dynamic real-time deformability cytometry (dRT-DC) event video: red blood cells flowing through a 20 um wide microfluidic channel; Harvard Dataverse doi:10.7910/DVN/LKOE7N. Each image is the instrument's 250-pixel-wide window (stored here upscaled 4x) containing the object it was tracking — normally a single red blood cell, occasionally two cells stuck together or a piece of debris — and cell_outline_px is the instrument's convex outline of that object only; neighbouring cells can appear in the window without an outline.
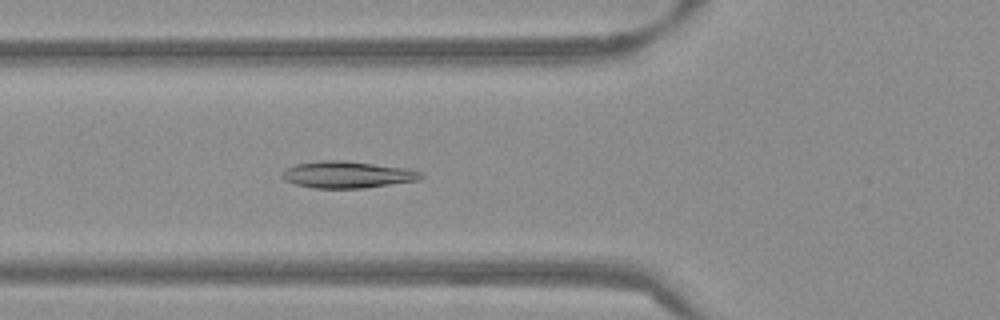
{"species": "Egyptian fruit bat (a non-hibernating species)", "species_latin": "Rousettus aegyptiacus", "temperature_condition": "warm", "stored_images_in_passage": 53, "camera_frame_rate_fps": 3000, "um_per_image_px": 0.085, "frame": {"image": 1, "passage_image": 19, "time_ms": 6.0, "image_size_px": [1000, 320], "cell_outline_px": [[424, 176], [420, 180], [364, 188], [312, 188], [296, 184], [284, 180], [280, 176], [288, 168], [296, 164], [320, 160], [344, 160], [408, 168], [424, 172]], "centroid_in_image_um": [29.57, 14.84], "position_along_channel_um": 96.2, "area_um2": 21.79}}
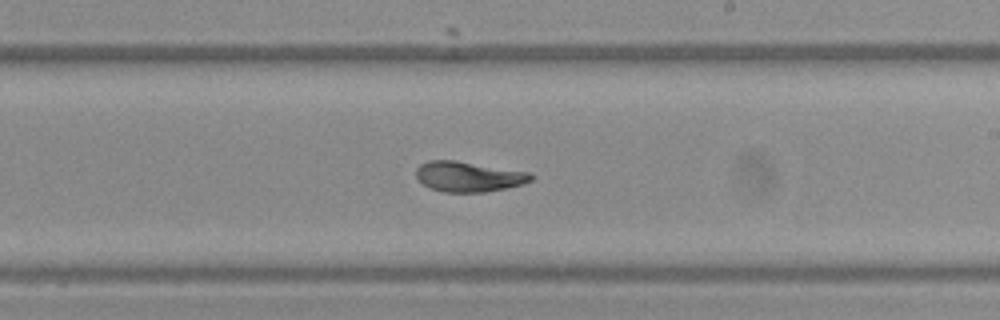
{"frame": {"image": 2, "passage_image": 31, "time_ms": 10.0, "image_size_px": [1000, 320], "cell_outline_px": [[532, 180], [524, 184], [488, 192], [444, 192], [432, 188], [416, 180], [416, 168], [420, 164], [428, 160], [456, 160], [528, 172], [532, 176]], "centroid_in_image_um": [39.8, 15.01], "position_along_channel_um": 249.2, "area_um2": 20.29}}
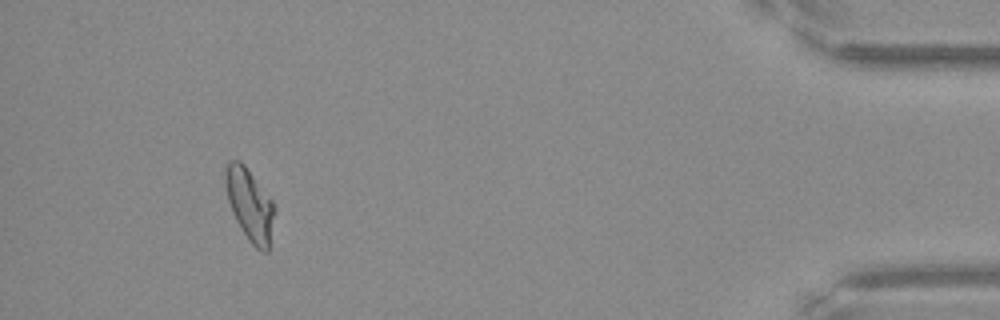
{"frame": {"image": 3, "passage_image": 49, "time_ms": 16.0, "image_size_px": [1000, 320], "cell_outline_px": [[276, 208], [268, 252], [264, 252], [256, 248], [248, 240], [240, 228], [232, 212], [228, 200], [224, 176], [224, 172], [228, 164], [232, 160], [240, 160], [244, 164], [272, 200]], "centroid_in_image_um": [21.24, 17.42], "position_along_channel_um": 414.0, "area_um2": 20.58}, "authors_computed_cell_mechanics": {"area_um2": 20.7502, "velocity_mm_per_s": 3.8121, "shape_relaxation_time_tau1_ms": null, "shape_relaxation_time_tau2_ms": 1.5896, "deformation_change_tau1": null, "deformation_change_tau2": 0.044}}